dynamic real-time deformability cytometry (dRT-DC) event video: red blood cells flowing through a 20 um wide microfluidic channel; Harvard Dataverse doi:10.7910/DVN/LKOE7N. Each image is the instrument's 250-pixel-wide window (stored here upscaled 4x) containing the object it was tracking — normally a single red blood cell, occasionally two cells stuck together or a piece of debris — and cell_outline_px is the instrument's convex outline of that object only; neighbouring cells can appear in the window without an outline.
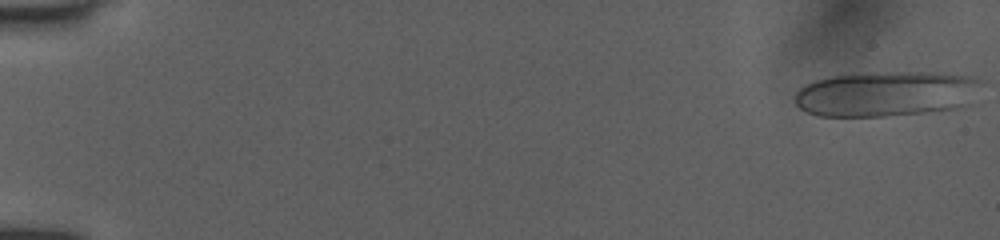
{"species": "human", "species_latin": "Homo sapiens", "temperature_condition": "room temperature", "stored_images_in_passage": 8, "camera_frame_rate_fps": 3000, "um_per_image_px": 0.085, "donor": {"sex": "female"}, "frame": {"image": 1, "passage_image": 1, "time_ms": 0.0, "image_size_px": [1000, 240], "cell_outline_px": [[976, 80], [968, 104], [956, 108], [928, 112], [884, 116], [820, 116], [808, 112], [800, 108], [796, 104], [796, 92], [800, 88], [816, 80], [832, 76], [964, 76]], "centroid_in_image_um": [75.13, 8.08], "position_along_channel_um": 9.9, "area_um2": 45.37}}
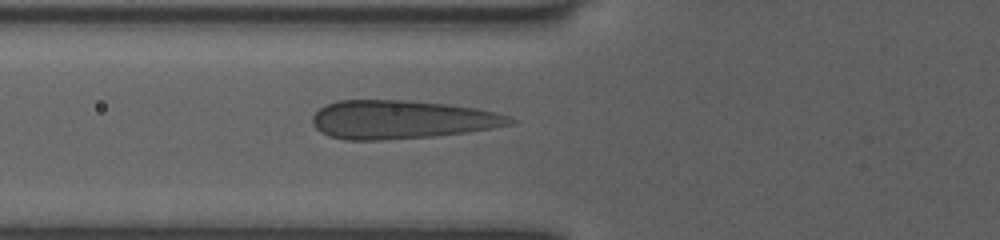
{"frame": {"image": 2, "passage_image": 8, "time_ms": 6.333, "image_size_px": [1000, 240], "cell_outline_px": [[516, 120], [512, 124], [468, 132], [432, 136], [384, 140], [344, 140], [328, 136], [320, 132], [312, 124], [312, 116], [324, 104], [336, 100], [400, 100], [448, 104], [476, 108], [508, 116]], "centroid_in_image_um": [34.06, 10.16], "position_along_channel_um": 91.7, "area_um2": 44.33}}